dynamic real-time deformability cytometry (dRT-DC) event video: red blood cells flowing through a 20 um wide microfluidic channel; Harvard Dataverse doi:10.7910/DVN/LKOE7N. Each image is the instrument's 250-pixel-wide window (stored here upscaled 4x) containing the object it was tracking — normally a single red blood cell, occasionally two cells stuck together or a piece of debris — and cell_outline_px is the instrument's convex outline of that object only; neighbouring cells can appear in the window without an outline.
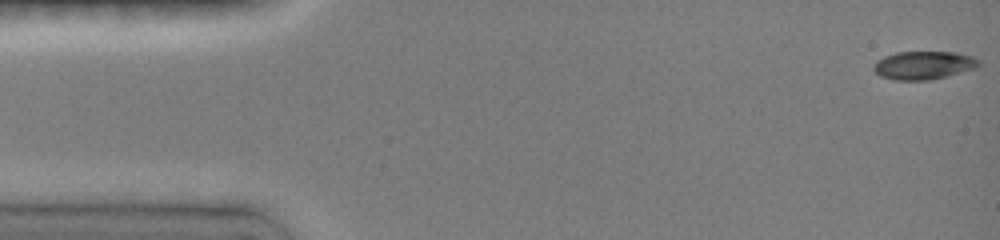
{"species": "common noctule bat (a hibernating species)", "species_latin": "Nyctalus noctula", "temperature_condition": "room temperature", "stored_images_in_passage": 71, "camera_frame_rate_fps": 3000, "um_per_image_px": 0.085, "animal": {"sex": "female", "body_mass_g": 19.0, "forearm_length_mm": 51.5}, "frame": {"image": 1, "passage_image": 1, "time_ms": 0.0, "image_size_px": [1000, 240], "cell_outline_px": [[980, 64], [976, 68], [928, 80], [892, 80], [880, 76], [872, 68], [876, 60], [884, 56], [896, 52], [956, 52], [972, 56], [980, 60]], "centroid_in_image_um": [78.48, 5.54], "position_along_channel_um": 6.5, "area_um2": 17.28}}
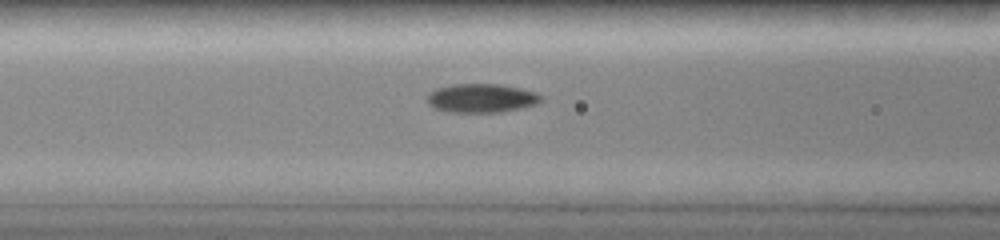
{"frame": {"image": 2, "passage_image": 37, "time_ms": 6.0, "image_size_px": [1000, 240], "cell_outline_px": [[540, 100], [536, 104], [520, 108], [500, 112], [448, 112], [432, 108], [428, 104], [428, 96], [436, 88], [452, 84], [496, 84], [516, 88], [532, 92], [540, 96]], "centroid_in_image_um": [40.84, 8.35], "position_along_channel_um": 125.8, "area_um2": 18.73}}
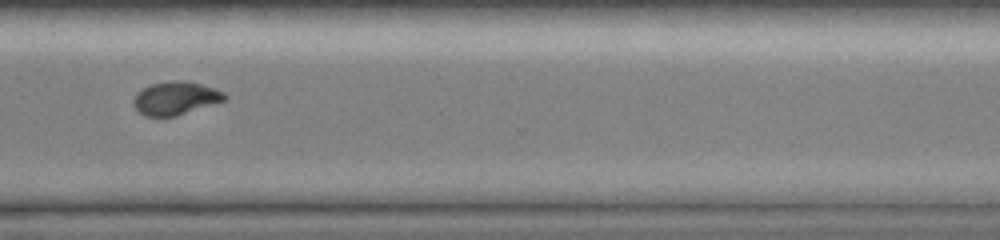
{"frame": {"image": 3, "passage_image": 70, "time_ms": 11.667, "image_size_px": [1000, 240], "cell_outline_px": [[228, 96], [224, 100], [176, 116], [144, 116], [136, 108], [132, 100], [136, 92], [152, 84], [172, 80], [184, 80], [200, 84], [224, 92]], "centroid_in_image_um": [14.89, 8.34], "position_along_channel_um": 355.7, "area_um2": 17.4}}